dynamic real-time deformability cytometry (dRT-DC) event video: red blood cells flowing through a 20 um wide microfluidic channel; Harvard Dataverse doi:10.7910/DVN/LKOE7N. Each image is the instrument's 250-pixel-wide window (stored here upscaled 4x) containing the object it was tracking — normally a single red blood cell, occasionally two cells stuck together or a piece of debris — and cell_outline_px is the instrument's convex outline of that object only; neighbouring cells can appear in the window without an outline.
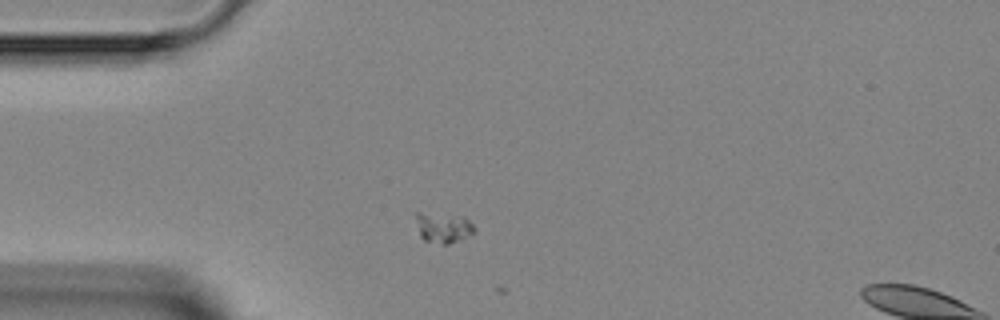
{"species": "Egyptian fruit bat (a non-hibernating species)", "species_latin": "Rousettus aegyptiacus", "temperature_condition": "room temperature", "stored_images_in_passage": 3, "segment_of_instrument_passage": [1, 2], "camera_frame_rate_fps": 3000, "um_per_image_px": 0.085, "animal": {"sex": "female"}, "frame": {"image": 1, "passage_image": 2, "time_ms": 1.0, "image_size_px": [1000, 320], "cell_outline_px": [[476, 232], [460, 240], [448, 244], [444, 244], [424, 240], [420, 236], [416, 220], [416, 212], [420, 212], [464, 216], [476, 228]], "centroid_in_image_um": [37.7, 19.34], "position_along_channel_um": 47.3, "area_um2": 10.35}}